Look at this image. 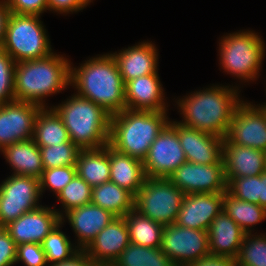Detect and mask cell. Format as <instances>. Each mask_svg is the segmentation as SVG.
Segmentation results:
<instances>
[{
    "label": "cell",
    "mask_w": 266,
    "mask_h": 266,
    "mask_svg": "<svg viewBox=\"0 0 266 266\" xmlns=\"http://www.w3.org/2000/svg\"><path fill=\"white\" fill-rule=\"evenodd\" d=\"M16 62L0 49V105L15 100L14 72Z\"/></svg>",
    "instance_id": "obj_38"
},
{
    "label": "cell",
    "mask_w": 266,
    "mask_h": 266,
    "mask_svg": "<svg viewBox=\"0 0 266 266\" xmlns=\"http://www.w3.org/2000/svg\"><path fill=\"white\" fill-rule=\"evenodd\" d=\"M33 140L38 146H54L65 142H72L62 118L57 112L48 106L38 112L35 124Z\"/></svg>",
    "instance_id": "obj_28"
},
{
    "label": "cell",
    "mask_w": 266,
    "mask_h": 266,
    "mask_svg": "<svg viewBox=\"0 0 266 266\" xmlns=\"http://www.w3.org/2000/svg\"><path fill=\"white\" fill-rule=\"evenodd\" d=\"M115 266H176L160 248L130 243L113 262Z\"/></svg>",
    "instance_id": "obj_31"
},
{
    "label": "cell",
    "mask_w": 266,
    "mask_h": 266,
    "mask_svg": "<svg viewBox=\"0 0 266 266\" xmlns=\"http://www.w3.org/2000/svg\"><path fill=\"white\" fill-rule=\"evenodd\" d=\"M1 152L10 166L13 167L14 175H25L40 179L44 167L40 147L33 139L15 142L4 147Z\"/></svg>",
    "instance_id": "obj_25"
},
{
    "label": "cell",
    "mask_w": 266,
    "mask_h": 266,
    "mask_svg": "<svg viewBox=\"0 0 266 266\" xmlns=\"http://www.w3.org/2000/svg\"><path fill=\"white\" fill-rule=\"evenodd\" d=\"M168 179L185 194L227 191L223 163L202 165L186 161Z\"/></svg>",
    "instance_id": "obj_13"
},
{
    "label": "cell",
    "mask_w": 266,
    "mask_h": 266,
    "mask_svg": "<svg viewBox=\"0 0 266 266\" xmlns=\"http://www.w3.org/2000/svg\"><path fill=\"white\" fill-rule=\"evenodd\" d=\"M228 142L266 152V112L242 101L233 113L225 136Z\"/></svg>",
    "instance_id": "obj_12"
},
{
    "label": "cell",
    "mask_w": 266,
    "mask_h": 266,
    "mask_svg": "<svg viewBox=\"0 0 266 266\" xmlns=\"http://www.w3.org/2000/svg\"><path fill=\"white\" fill-rule=\"evenodd\" d=\"M44 169L76 166L81 149L73 142L54 146H39Z\"/></svg>",
    "instance_id": "obj_33"
},
{
    "label": "cell",
    "mask_w": 266,
    "mask_h": 266,
    "mask_svg": "<svg viewBox=\"0 0 266 266\" xmlns=\"http://www.w3.org/2000/svg\"><path fill=\"white\" fill-rule=\"evenodd\" d=\"M158 73L140 76L125 84L126 109L167 111Z\"/></svg>",
    "instance_id": "obj_19"
},
{
    "label": "cell",
    "mask_w": 266,
    "mask_h": 266,
    "mask_svg": "<svg viewBox=\"0 0 266 266\" xmlns=\"http://www.w3.org/2000/svg\"><path fill=\"white\" fill-rule=\"evenodd\" d=\"M160 249L176 266H187L210 254L207 231L166 225Z\"/></svg>",
    "instance_id": "obj_10"
},
{
    "label": "cell",
    "mask_w": 266,
    "mask_h": 266,
    "mask_svg": "<svg viewBox=\"0 0 266 266\" xmlns=\"http://www.w3.org/2000/svg\"><path fill=\"white\" fill-rule=\"evenodd\" d=\"M39 197V179L12 173L0 184V227L40 207Z\"/></svg>",
    "instance_id": "obj_9"
},
{
    "label": "cell",
    "mask_w": 266,
    "mask_h": 266,
    "mask_svg": "<svg viewBox=\"0 0 266 266\" xmlns=\"http://www.w3.org/2000/svg\"><path fill=\"white\" fill-rule=\"evenodd\" d=\"M259 205L266 209V170L259 175Z\"/></svg>",
    "instance_id": "obj_46"
},
{
    "label": "cell",
    "mask_w": 266,
    "mask_h": 266,
    "mask_svg": "<svg viewBox=\"0 0 266 266\" xmlns=\"http://www.w3.org/2000/svg\"><path fill=\"white\" fill-rule=\"evenodd\" d=\"M76 173L92 188L110 181L109 145L95 149H81Z\"/></svg>",
    "instance_id": "obj_26"
},
{
    "label": "cell",
    "mask_w": 266,
    "mask_h": 266,
    "mask_svg": "<svg viewBox=\"0 0 266 266\" xmlns=\"http://www.w3.org/2000/svg\"><path fill=\"white\" fill-rule=\"evenodd\" d=\"M16 251L17 245L4 227H0V266L14 265Z\"/></svg>",
    "instance_id": "obj_41"
},
{
    "label": "cell",
    "mask_w": 266,
    "mask_h": 266,
    "mask_svg": "<svg viewBox=\"0 0 266 266\" xmlns=\"http://www.w3.org/2000/svg\"><path fill=\"white\" fill-rule=\"evenodd\" d=\"M237 89V86L215 85L179 98L176 103L184 120L178 123L225 138L233 113L242 102Z\"/></svg>",
    "instance_id": "obj_1"
},
{
    "label": "cell",
    "mask_w": 266,
    "mask_h": 266,
    "mask_svg": "<svg viewBox=\"0 0 266 266\" xmlns=\"http://www.w3.org/2000/svg\"><path fill=\"white\" fill-rule=\"evenodd\" d=\"M265 170H266V152H265Z\"/></svg>",
    "instance_id": "obj_49"
},
{
    "label": "cell",
    "mask_w": 266,
    "mask_h": 266,
    "mask_svg": "<svg viewBox=\"0 0 266 266\" xmlns=\"http://www.w3.org/2000/svg\"><path fill=\"white\" fill-rule=\"evenodd\" d=\"M41 108L18 100L0 105V151L15 142L33 139L35 119Z\"/></svg>",
    "instance_id": "obj_14"
},
{
    "label": "cell",
    "mask_w": 266,
    "mask_h": 266,
    "mask_svg": "<svg viewBox=\"0 0 266 266\" xmlns=\"http://www.w3.org/2000/svg\"><path fill=\"white\" fill-rule=\"evenodd\" d=\"M177 134L186 161L202 164H222L224 138L186 127L177 122Z\"/></svg>",
    "instance_id": "obj_17"
},
{
    "label": "cell",
    "mask_w": 266,
    "mask_h": 266,
    "mask_svg": "<svg viewBox=\"0 0 266 266\" xmlns=\"http://www.w3.org/2000/svg\"><path fill=\"white\" fill-rule=\"evenodd\" d=\"M91 203L110 211L116 217H124L135 209V196L111 181L92 188Z\"/></svg>",
    "instance_id": "obj_27"
},
{
    "label": "cell",
    "mask_w": 266,
    "mask_h": 266,
    "mask_svg": "<svg viewBox=\"0 0 266 266\" xmlns=\"http://www.w3.org/2000/svg\"><path fill=\"white\" fill-rule=\"evenodd\" d=\"M23 262L26 266H47L45 252L41 244L23 243L17 246L15 263Z\"/></svg>",
    "instance_id": "obj_39"
},
{
    "label": "cell",
    "mask_w": 266,
    "mask_h": 266,
    "mask_svg": "<svg viewBox=\"0 0 266 266\" xmlns=\"http://www.w3.org/2000/svg\"><path fill=\"white\" fill-rule=\"evenodd\" d=\"M129 232L130 243L160 248L164 225L141 215L135 209L124 216Z\"/></svg>",
    "instance_id": "obj_29"
},
{
    "label": "cell",
    "mask_w": 266,
    "mask_h": 266,
    "mask_svg": "<svg viewBox=\"0 0 266 266\" xmlns=\"http://www.w3.org/2000/svg\"><path fill=\"white\" fill-rule=\"evenodd\" d=\"M64 215L78 237L77 247L81 250H85L96 235L116 218L110 211L93 203L71 209Z\"/></svg>",
    "instance_id": "obj_20"
},
{
    "label": "cell",
    "mask_w": 266,
    "mask_h": 266,
    "mask_svg": "<svg viewBox=\"0 0 266 266\" xmlns=\"http://www.w3.org/2000/svg\"><path fill=\"white\" fill-rule=\"evenodd\" d=\"M70 60L52 53L42 59L16 62L15 100L45 107V99L70 85Z\"/></svg>",
    "instance_id": "obj_3"
},
{
    "label": "cell",
    "mask_w": 266,
    "mask_h": 266,
    "mask_svg": "<svg viewBox=\"0 0 266 266\" xmlns=\"http://www.w3.org/2000/svg\"><path fill=\"white\" fill-rule=\"evenodd\" d=\"M61 221L65 222L63 212L41 205L9 222L4 229L17 246L23 243L41 244Z\"/></svg>",
    "instance_id": "obj_15"
},
{
    "label": "cell",
    "mask_w": 266,
    "mask_h": 266,
    "mask_svg": "<svg viewBox=\"0 0 266 266\" xmlns=\"http://www.w3.org/2000/svg\"><path fill=\"white\" fill-rule=\"evenodd\" d=\"M109 161L110 181L136 196L147 178L143 161L122 154L110 146Z\"/></svg>",
    "instance_id": "obj_24"
},
{
    "label": "cell",
    "mask_w": 266,
    "mask_h": 266,
    "mask_svg": "<svg viewBox=\"0 0 266 266\" xmlns=\"http://www.w3.org/2000/svg\"><path fill=\"white\" fill-rule=\"evenodd\" d=\"M76 166H63L51 169H44L39 179L40 193L46 188L57 194L73 179L76 175Z\"/></svg>",
    "instance_id": "obj_37"
},
{
    "label": "cell",
    "mask_w": 266,
    "mask_h": 266,
    "mask_svg": "<svg viewBox=\"0 0 266 266\" xmlns=\"http://www.w3.org/2000/svg\"><path fill=\"white\" fill-rule=\"evenodd\" d=\"M234 266H242V265H240L239 263L236 262V263L234 264Z\"/></svg>",
    "instance_id": "obj_48"
},
{
    "label": "cell",
    "mask_w": 266,
    "mask_h": 266,
    "mask_svg": "<svg viewBox=\"0 0 266 266\" xmlns=\"http://www.w3.org/2000/svg\"><path fill=\"white\" fill-rule=\"evenodd\" d=\"M224 193L185 194L175 224L207 231L213 219L222 211Z\"/></svg>",
    "instance_id": "obj_16"
},
{
    "label": "cell",
    "mask_w": 266,
    "mask_h": 266,
    "mask_svg": "<svg viewBox=\"0 0 266 266\" xmlns=\"http://www.w3.org/2000/svg\"><path fill=\"white\" fill-rule=\"evenodd\" d=\"M222 210L247 234L251 227L266 218V209L258 204L246 202L224 193Z\"/></svg>",
    "instance_id": "obj_30"
},
{
    "label": "cell",
    "mask_w": 266,
    "mask_h": 266,
    "mask_svg": "<svg viewBox=\"0 0 266 266\" xmlns=\"http://www.w3.org/2000/svg\"><path fill=\"white\" fill-rule=\"evenodd\" d=\"M10 14L11 10L7 5L6 0H1L0 1V49L2 48L4 42L5 31Z\"/></svg>",
    "instance_id": "obj_45"
},
{
    "label": "cell",
    "mask_w": 266,
    "mask_h": 266,
    "mask_svg": "<svg viewBox=\"0 0 266 266\" xmlns=\"http://www.w3.org/2000/svg\"><path fill=\"white\" fill-rule=\"evenodd\" d=\"M49 266H97L85 250H79L70 259L49 264Z\"/></svg>",
    "instance_id": "obj_43"
},
{
    "label": "cell",
    "mask_w": 266,
    "mask_h": 266,
    "mask_svg": "<svg viewBox=\"0 0 266 266\" xmlns=\"http://www.w3.org/2000/svg\"><path fill=\"white\" fill-rule=\"evenodd\" d=\"M227 192L237 199L259 205V175L229 178Z\"/></svg>",
    "instance_id": "obj_36"
},
{
    "label": "cell",
    "mask_w": 266,
    "mask_h": 266,
    "mask_svg": "<svg viewBox=\"0 0 266 266\" xmlns=\"http://www.w3.org/2000/svg\"><path fill=\"white\" fill-rule=\"evenodd\" d=\"M236 262L242 266H266V234H245Z\"/></svg>",
    "instance_id": "obj_34"
},
{
    "label": "cell",
    "mask_w": 266,
    "mask_h": 266,
    "mask_svg": "<svg viewBox=\"0 0 266 266\" xmlns=\"http://www.w3.org/2000/svg\"><path fill=\"white\" fill-rule=\"evenodd\" d=\"M166 111L125 109L111 116L108 145L143 161L152 142L169 123Z\"/></svg>",
    "instance_id": "obj_4"
},
{
    "label": "cell",
    "mask_w": 266,
    "mask_h": 266,
    "mask_svg": "<svg viewBox=\"0 0 266 266\" xmlns=\"http://www.w3.org/2000/svg\"><path fill=\"white\" fill-rule=\"evenodd\" d=\"M184 162L186 157L177 134V122L169 121L152 142L143 160L145 175L150 178H168Z\"/></svg>",
    "instance_id": "obj_11"
},
{
    "label": "cell",
    "mask_w": 266,
    "mask_h": 266,
    "mask_svg": "<svg viewBox=\"0 0 266 266\" xmlns=\"http://www.w3.org/2000/svg\"><path fill=\"white\" fill-rule=\"evenodd\" d=\"M184 196L168 178L147 177L135 196V210L164 226L174 224Z\"/></svg>",
    "instance_id": "obj_8"
},
{
    "label": "cell",
    "mask_w": 266,
    "mask_h": 266,
    "mask_svg": "<svg viewBox=\"0 0 266 266\" xmlns=\"http://www.w3.org/2000/svg\"><path fill=\"white\" fill-rule=\"evenodd\" d=\"M11 13L41 16L48 10L47 0H6Z\"/></svg>",
    "instance_id": "obj_40"
},
{
    "label": "cell",
    "mask_w": 266,
    "mask_h": 266,
    "mask_svg": "<svg viewBox=\"0 0 266 266\" xmlns=\"http://www.w3.org/2000/svg\"><path fill=\"white\" fill-rule=\"evenodd\" d=\"M40 17L10 14L1 49L15 62L42 59L54 53Z\"/></svg>",
    "instance_id": "obj_6"
},
{
    "label": "cell",
    "mask_w": 266,
    "mask_h": 266,
    "mask_svg": "<svg viewBox=\"0 0 266 266\" xmlns=\"http://www.w3.org/2000/svg\"><path fill=\"white\" fill-rule=\"evenodd\" d=\"M222 161L225 178L258 176L265 171V152L223 141Z\"/></svg>",
    "instance_id": "obj_21"
},
{
    "label": "cell",
    "mask_w": 266,
    "mask_h": 266,
    "mask_svg": "<svg viewBox=\"0 0 266 266\" xmlns=\"http://www.w3.org/2000/svg\"><path fill=\"white\" fill-rule=\"evenodd\" d=\"M130 244L124 217H116L86 247L88 256L98 264H112Z\"/></svg>",
    "instance_id": "obj_18"
},
{
    "label": "cell",
    "mask_w": 266,
    "mask_h": 266,
    "mask_svg": "<svg viewBox=\"0 0 266 266\" xmlns=\"http://www.w3.org/2000/svg\"><path fill=\"white\" fill-rule=\"evenodd\" d=\"M52 108L62 118L70 140L80 149L107 146L111 115L99 105L78 94Z\"/></svg>",
    "instance_id": "obj_5"
},
{
    "label": "cell",
    "mask_w": 266,
    "mask_h": 266,
    "mask_svg": "<svg viewBox=\"0 0 266 266\" xmlns=\"http://www.w3.org/2000/svg\"><path fill=\"white\" fill-rule=\"evenodd\" d=\"M265 43L257 33L240 31L224 36L219 43L222 69L241 81H254L264 58Z\"/></svg>",
    "instance_id": "obj_7"
},
{
    "label": "cell",
    "mask_w": 266,
    "mask_h": 266,
    "mask_svg": "<svg viewBox=\"0 0 266 266\" xmlns=\"http://www.w3.org/2000/svg\"><path fill=\"white\" fill-rule=\"evenodd\" d=\"M154 43L141 42L113 53L124 84L140 76L158 73V54Z\"/></svg>",
    "instance_id": "obj_22"
},
{
    "label": "cell",
    "mask_w": 266,
    "mask_h": 266,
    "mask_svg": "<svg viewBox=\"0 0 266 266\" xmlns=\"http://www.w3.org/2000/svg\"><path fill=\"white\" fill-rule=\"evenodd\" d=\"M88 4L86 0H47L48 10L61 14L83 10Z\"/></svg>",
    "instance_id": "obj_42"
},
{
    "label": "cell",
    "mask_w": 266,
    "mask_h": 266,
    "mask_svg": "<svg viewBox=\"0 0 266 266\" xmlns=\"http://www.w3.org/2000/svg\"><path fill=\"white\" fill-rule=\"evenodd\" d=\"M210 254L236 259L245 232L223 210L207 230Z\"/></svg>",
    "instance_id": "obj_23"
},
{
    "label": "cell",
    "mask_w": 266,
    "mask_h": 266,
    "mask_svg": "<svg viewBox=\"0 0 266 266\" xmlns=\"http://www.w3.org/2000/svg\"><path fill=\"white\" fill-rule=\"evenodd\" d=\"M236 259L209 254L187 266H234Z\"/></svg>",
    "instance_id": "obj_44"
},
{
    "label": "cell",
    "mask_w": 266,
    "mask_h": 266,
    "mask_svg": "<svg viewBox=\"0 0 266 266\" xmlns=\"http://www.w3.org/2000/svg\"><path fill=\"white\" fill-rule=\"evenodd\" d=\"M97 266H115V265L112 263V264H98Z\"/></svg>",
    "instance_id": "obj_47"
},
{
    "label": "cell",
    "mask_w": 266,
    "mask_h": 266,
    "mask_svg": "<svg viewBox=\"0 0 266 266\" xmlns=\"http://www.w3.org/2000/svg\"><path fill=\"white\" fill-rule=\"evenodd\" d=\"M62 224L61 221L41 242L48 265L70 259L80 250L77 246L74 247L65 233L60 230Z\"/></svg>",
    "instance_id": "obj_32"
},
{
    "label": "cell",
    "mask_w": 266,
    "mask_h": 266,
    "mask_svg": "<svg viewBox=\"0 0 266 266\" xmlns=\"http://www.w3.org/2000/svg\"><path fill=\"white\" fill-rule=\"evenodd\" d=\"M70 67V86L76 93L103 108L111 116L126 109L125 84L116 59L110 53L90 58L77 69Z\"/></svg>",
    "instance_id": "obj_2"
},
{
    "label": "cell",
    "mask_w": 266,
    "mask_h": 266,
    "mask_svg": "<svg viewBox=\"0 0 266 266\" xmlns=\"http://www.w3.org/2000/svg\"><path fill=\"white\" fill-rule=\"evenodd\" d=\"M91 194L92 187L76 174L56 197L65 209L63 212L66 213L71 209L91 203Z\"/></svg>",
    "instance_id": "obj_35"
}]
</instances>
